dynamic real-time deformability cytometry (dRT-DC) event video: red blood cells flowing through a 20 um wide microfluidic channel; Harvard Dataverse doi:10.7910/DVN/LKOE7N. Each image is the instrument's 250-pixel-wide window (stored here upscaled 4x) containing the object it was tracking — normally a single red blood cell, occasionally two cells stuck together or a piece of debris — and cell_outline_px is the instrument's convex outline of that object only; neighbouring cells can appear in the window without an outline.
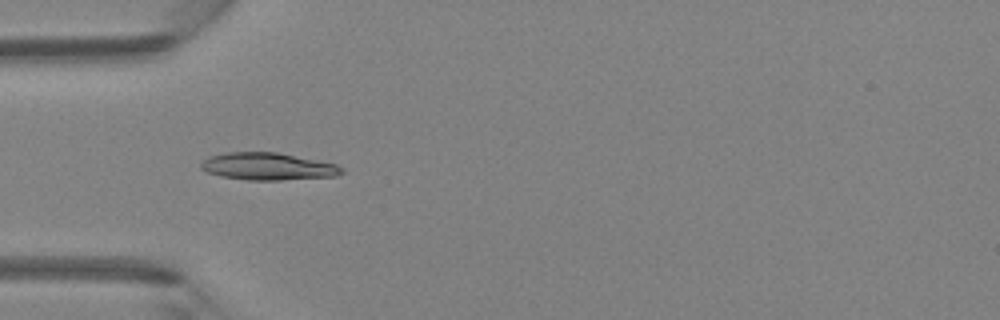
{"species": "Egyptian fruit bat (a non-hibernating species)", "species_latin": "Rousettus aegyptiacus", "temperature_condition": "room temperature", "stored_images_in_passage": 2, "camera_frame_rate_fps": 3000, "um_per_image_px": 0.085, "animal": {"sex": "female"}, "frame": {"image": 1, "passage_image": 1, "time_ms": 0.0, "image_size_px": [1000, 320], "cell_outline_px": [[344, 172], [336, 176], [280, 180], [248, 180], [220, 176], [208, 172], [200, 168], [200, 164], [208, 156], [228, 152], [276, 152], [336, 164], [344, 168]], "centroid_in_image_um": [22.76, 14.15], "position_along_channel_um": 62.2, "area_um2": 22.31}}
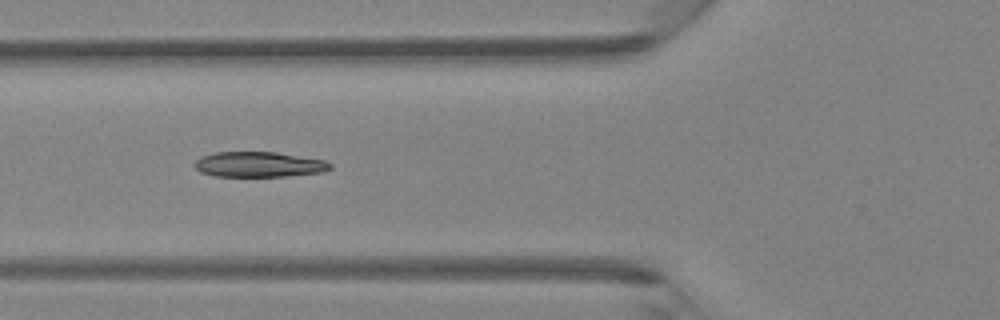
{"frame": {"image": 2, "passage_image": 2, "time_ms": 1.0, "image_size_px": [1000, 320], "cell_outline_px": [[332, 168], [324, 172], [284, 176], [216, 176], [200, 172], [192, 164], [200, 156], [216, 152], [276, 152], [324, 160], [332, 164]], "centroid_in_image_um": [21.99, 13.97], "position_along_channel_um": 103.8, "area_um2": 20.0}}